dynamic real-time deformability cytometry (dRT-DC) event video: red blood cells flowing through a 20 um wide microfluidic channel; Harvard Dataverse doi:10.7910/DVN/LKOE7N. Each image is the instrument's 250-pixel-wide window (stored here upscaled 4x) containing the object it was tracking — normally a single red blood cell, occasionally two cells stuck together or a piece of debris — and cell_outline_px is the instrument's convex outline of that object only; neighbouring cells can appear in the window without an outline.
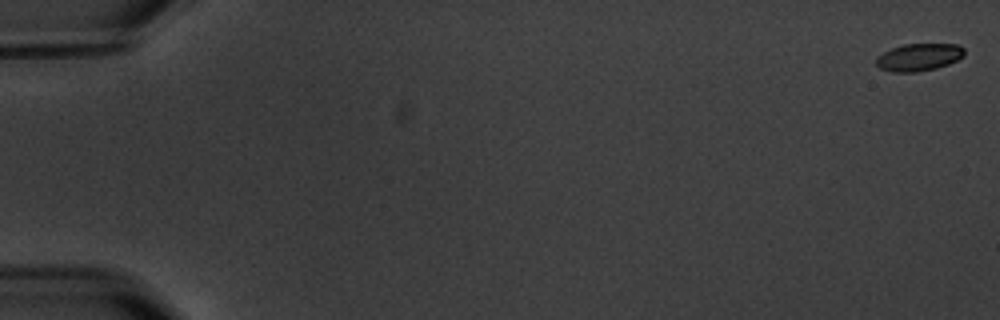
{"species": "common noctule bat (a hibernating species)", "species_latin": "Nyctalus noctula", "temperature_condition": "warm", "stored_images_in_passage": 6, "camera_frame_rate_fps": 3000, "um_per_image_px": 0.085, "animal": {"sex": "male", "body_mass_g": 20.1, "forearm_length_mm": 53.5}, "frame": {"image": 1, "passage_image": 1, "time_ms": 0.0, "image_size_px": [1000, 320], "cell_outline_px": [[964, 56], [948, 64], [936, 68], [916, 72], [892, 72], [880, 68], [876, 64], [876, 56], [892, 48], [904, 44], [956, 44], [964, 48]], "centroid_in_image_um": [78.09, 4.86], "position_along_channel_um": 6.9, "area_um2": 14.05}}
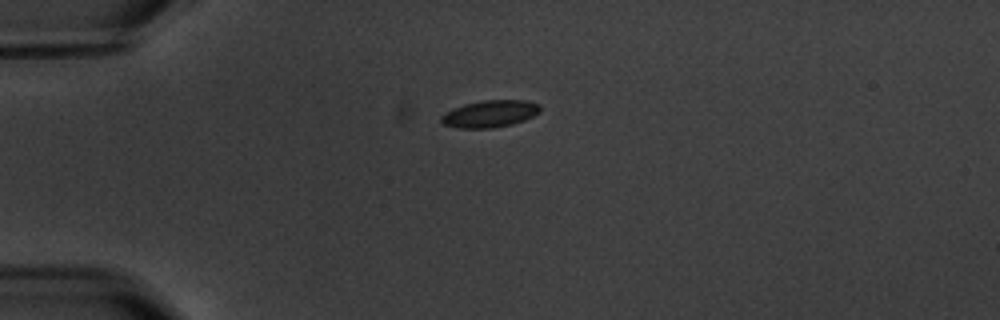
{"frame": {"image": 2, "passage_image": 5, "time_ms": 5.0, "image_size_px": [1000, 320], "cell_outline_px": [[540, 112], [524, 120], [512, 124], [492, 128], [456, 128], [444, 124], [440, 120], [440, 116], [452, 108], [464, 104], [484, 100], [524, 100], [540, 104]], "centroid_in_image_um": [41.63, 9.67], "position_along_channel_um": 43.4, "area_um2": 15.61}}